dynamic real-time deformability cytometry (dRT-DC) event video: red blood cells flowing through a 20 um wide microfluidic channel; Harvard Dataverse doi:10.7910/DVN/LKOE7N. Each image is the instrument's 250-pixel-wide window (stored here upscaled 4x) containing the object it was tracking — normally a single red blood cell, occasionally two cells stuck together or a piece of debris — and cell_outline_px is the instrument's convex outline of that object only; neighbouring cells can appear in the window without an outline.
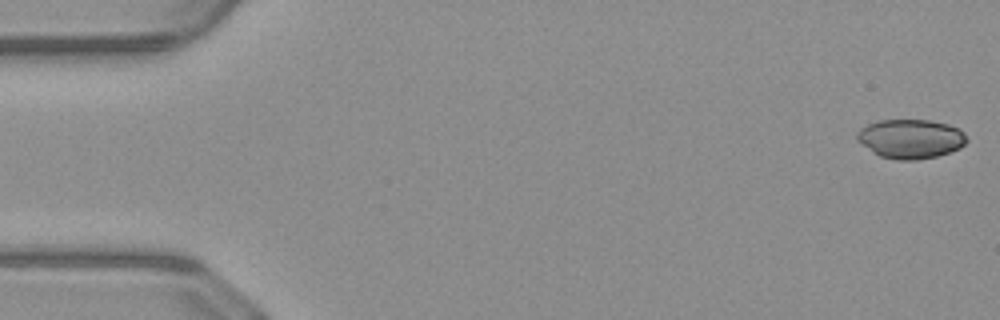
{"species": "common noctule bat (a hibernating species)", "species_latin": "Nyctalus noctula", "temperature_condition": "warm", "stored_images_in_passage": 50, "camera_frame_rate_fps": 3000, "um_per_image_px": 0.085, "animal": {"sex": "male", "body_mass_g": 23.1, "forearm_length_mm": 52.7}, "frame": {"image": 1, "passage_image": 1, "time_ms": 0.0, "image_size_px": [1000, 320], "cell_outline_px": [[968, 140], [960, 148], [936, 156], [916, 160], [896, 160], [880, 156], [872, 152], [856, 140], [856, 132], [860, 128], [868, 124], [880, 120], [928, 120], [948, 124], [960, 128], [964, 132]], "centroid_in_image_um": [77.39, 11.79], "position_along_channel_um": 7.6, "area_um2": 25.2}}
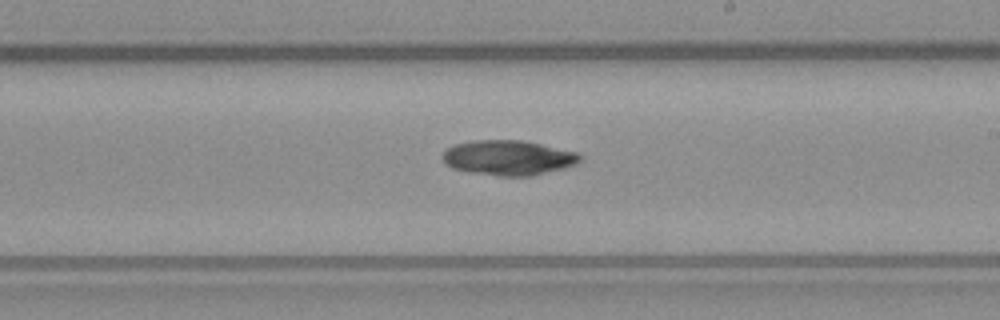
{"frame": {"image": 2, "passage_image": 29, "time_ms": 9.333, "image_size_px": [1000, 320], "cell_outline_px": [[584, 156], [576, 164], [564, 168], [532, 176], [496, 176], [468, 172], [452, 168], [440, 156], [452, 144], [476, 140], [520, 140], [580, 152]], "centroid_in_image_um": [43.23, 13.41], "position_along_channel_um": 245.8, "area_um2": 28.21}}
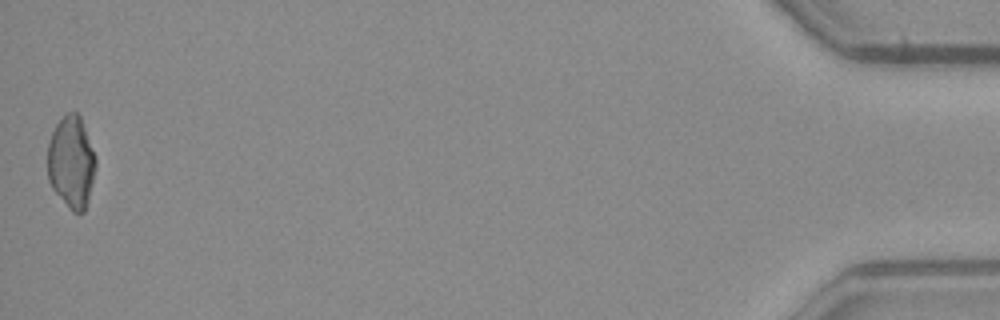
{"frame": {"image": 3, "passage_image": 50, "time_ms": 16.333, "image_size_px": [1000, 320], "cell_outline_px": [[96, 168], [88, 200], [84, 212], [72, 212], [68, 208], [52, 188], [48, 180], [48, 144], [52, 132], [56, 124], [68, 112], [76, 112], [80, 116], [96, 156]], "centroid_in_image_um": [6.07, 13.8], "position_along_channel_um": 429.1, "area_um2": 25.84}}